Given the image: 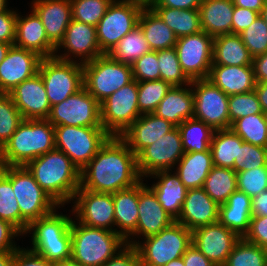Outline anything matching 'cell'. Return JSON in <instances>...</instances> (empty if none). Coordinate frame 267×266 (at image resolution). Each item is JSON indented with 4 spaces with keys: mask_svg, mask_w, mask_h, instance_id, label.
I'll list each match as a JSON object with an SVG mask.
<instances>
[{
    "mask_svg": "<svg viewBox=\"0 0 267 266\" xmlns=\"http://www.w3.org/2000/svg\"><path fill=\"white\" fill-rule=\"evenodd\" d=\"M143 178L137 156L120 136H110L98 153L80 170V187L99 193H116Z\"/></svg>",
    "mask_w": 267,
    "mask_h": 266,
    "instance_id": "6da1fadb",
    "label": "cell"
},
{
    "mask_svg": "<svg viewBox=\"0 0 267 266\" xmlns=\"http://www.w3.org/2000/svg\"><path fill=\"white\" fill-rule=\"evenodd\" d=\"M25 167L59 206L71 203L80 188V169L56 148L31 160Z\"/></svg>",
    "mask_w": 267,
    "mask_h": 266,
    "instance_id": "7a4b0ae2",
    "label": "cell"
},
{
    "mask_svg": "<svg viewBox=\"0 0 267 266\" xmlns=\"http://www.w3.org/2000/svg\"><path fill=\"white\" fill-rule=\"evenodd\" d=\"M55 148L54 126L47 119H28L1 148L3 166H25Z\"/></svg>",
    "mask_w": 267,
    "mask_h": 266,
    "instance_id": "3957f363",
    "label": "cell"
},
{
    "mask_svg": "<svg viewBox=\"0 0 267 266\" xmlns=\"http://www.w3.org/2000/svg\"><path fill=\"white\" fill-rule=\"evenodd\" d=\"M71 257L82 266H102L127 243L115 231L90 227L72 219Z\"/></svg>",
    "mask_w": 267,
    "mask_h": 266,
    "instance_id": "277c9868",
    "label": "cell"
},
{
    "mask_svg": "<svg viewBox=\"0 0 267 266\" xmlns=\"http://www.w3.org/2000/svg\"><path fill=\"white\" fill-rule=\"evenodd\" d=\"M56 211L32 221L24 234H32L29 250L51 262L71 258L72 217Z\"/></svg>",
    "mask_w": 267,
    "mask_h": 266,
    "instance_id": "5b68a950",
    "label": "cell"
},
{
    "mask_svg": "<svg viewBox=\"0 0 267 266\" xmlns=\"http://www.w3.org/2000/svg\"><path fill=\"white\" fill-rule=\"evenodd\" d=\"M192 245V231L174 221L158 234L138 240L135 245L141 266H164L181 258Z\"/></svg>",
    "mask_w": 267,
    "mask_h": 266,
    "instance_id": "8992f818",
    "label": "cell"
},
{
    "mask_svg": "<svg viewBox=\"0 0 267 266\" xmlns=\"http://www.w3.org/2000/svg\"><path fill=\"white\" fill-rule=\"evenodd\" d=\"M2 172L11 180L20 214L29 224L60 208L25 166H3Z\"/></svg>",
    "mask_w": 267,
    "mask_h": 266,
    "instance_id": "52a82bcc",
    "label": "cell"
},
{
    "mask_svg": "<svg viewBox=\"0 0 267 266\" xmlns=\"http://www.w3.org/2000/svg\"><path fill=\"white\" fill-rule=\"evenodd\" d=\"M133 80L132 66L120 63L108 54L83 64L84 88L100 104Z\"/></svg>",
    "mask_w": 267,
    "mask_h": 266,
    "instance_id": "ba28073f",
    "label": "cell"
},
{
    "mask_svg": "<svg viewBox=\"0 0 267 266\" xmlns=\"http://www.w3.org/2000/svg\"><path fill=\"white\" fill-rule=\"evenodd\" d=\"M55 148L82 170L111 136L103 127L54 126Z\"/></svg>",
    "mask_w": 267,
    "mask_h": 266,
    "instance_id": "9c48e42d",
    "label": "cell"
},
{
    "mask_svg": "<svg viewBox=\"0 0 267 266\" xmlns=\"http://www.w3.org/2000/svg\"><path fill=\"white\" fill-rule=\"evenodd\" d=\"M38 73L43 80L51 106L61 103L84 87L83 64L42 58Z\"/></svg>",
    "mask_w": 267,
    "mask_h": 266,
    "instance_id": "30bf717a",
    "label": "cell"
},
{
    "mask_svg": "<svg viewBox=\"0 0 267 266\" xmlns=\"http://www.w3.org/2000/svg\"><path fill=\"white\" fill-rule=\"evenodd\" d=\"M101 124L111 136H121L142 114L138 107V82L133 80L101 104Z\"/></svg>",
    "mask_w": 267,
    "mask_h": 266,
    "instance_id": "8fae6325",
    "label": "cell"
},
{
    "mask_svg": "<svg viewBox=\"0 0 267 266\" xmlns=\"http://www.w3.org/2000/svg\"><path fill=\"white\" fill-rule=\"evenodd\" d=\"M47 120L53 126L102 127L100 103L83 87L51 106Z\"/></svg>",
    "mask_w": 267,
    "mask_h": 266,
    "instance_id": "7c38bea8",
    "label": "cell"
},
{
    "mask_svg": "<svg viewBox=\"0 0 267 266\" xmlns=\"http://www.w3.org/2000/svg\"><path fill=\"white\" fill-rule=\"evenodd\" d=\"M213 41L214 37L205 31L177 38L178 60L190 81L207 79L212 66Z\"/></svg>",
    "mask_w": 267,
    "mask_h": 266,
    "instance_id": "4fadbf2b",
    "label": "cell"
},
{
    "mask_svg": "<svg viewBox=\"0 0 267 266\" xmlns=\"http://www.w3.org/2000/svg\"><path fill=\"white\" fill-rule=\"evenodd\" d=\"M139 6L114 0L96 26L97 41L103 54L113 47L130 31L138 26L142 12Z\"/></svg>",
    "mask_w": 267,
    "mask_h": 266,
    "instance_id": "5bb4252c",
    "label": "cell"
},
{
    "mask_svg": "<svg viewBox=\"0 0 267 266\" xmlns=\"http://www.w3.org/2000/svg\"><path fill=\"white\" fill-rule=\"evenodd\" d=\"M190 84L194 94L193 117L214 130L229 129V96L208 79L193 80Z\"/></svg>",
    "mask_w": 267,
    "mask_h": 266,
    "instance_id": "9a60e30c",
    "label": "cell"
},
{
    "mask_svg": "<svg viewBox=\"0 0 267 266\" xmlns=\"http://www.w3.org/2000/svg\"><path fill=\"white\" fill-rule=\"evenodd\" d=\"M184 153L180 131L174 127L137 155L139 174L145 179L160 170H174Z\"/></svg>",
    "mask_w": 267,
    "mask_h": 266,
    "instance_id": "2e32d148",
    "label": "cell"
},
{
    "mask_svg": "<svg viewBox=\"0 0 267 266\" xmlns=\"http://www.w3.org/2000/svg\"><path fill=\"white\" fill-rule=\"evenodd\" d=\"M75 199V200H74ZM72 216L86 226L103 228L118 233L115 227L113 194L93 192L81 187L75 192Z\"/></svg>",
    "mask_w": 267,
    "mask_h": 266,
    "instance_id": "e0dca14e",
    "label": "cell"
},
{
    "mask_svg": "<svg viewBox=\"0 0 267 266\" xmlns=\"http://www.w3.org/2000/svg\"><path fill=\"white\" fill-rule=\"evenodd\" d=\"M61 48H64V54L58 53ZM101 55H103V53L97 41L96 27L73 19L65 31L63 40L56 47L54 53V57L60 60L77 62L80 64L91 62ZM74 57L75 59L77 58V60H75Z\"/></svg>",
    "mask_w": 267,
    "mask_h": 266,
    "instance_id": "ac0fdd59",
    "label": "cell"
},
{
    "mask_svg": "<svg viewBox=\"0 0 267 266\" xmlns=\"http://www.w3.org/2000/svg\"><path fill=\"white\" fill-rule=\"evenodd\" d=\"M138 182V221L136 230L126 239L128 245L135 246L136 237L143 239L170 226L175 219L167 213L157 200L155 193L144 183ZM132 236V237H131ZM135 237V238H134ZM131 239V240H130Z\"/></svg>",
    "mask_w": 267,
    "mask_h": 266,
    "instance_id": "d6986e66",
    "label": "cell"
},
{
    "mask_svg": "<svg viewBox=\"0 0 267 266\" xmlns=\"http://www.w3.org/2000/svg\"><path fill=\"white\" fill-rule=\"evenodd\" d=\"M240 237L219 221L192 231V244L216 266H223Z\"/></svg>",
    "mask_w": 267,
    "mask_h": 266,
    "instance_id": "ffe728a7",
    "label": "cell"
},
{
    "mask_svg": "<svg viewBox=\"0 0 267 266\" xmlns=\"http://www.w3.org/2000/svg\"><path fill=\"white\" fill-rule=\"evenodd\" d=\"M41 60L37 53L12 45L0 63V93H10L24 80L35 76Z\"/></svg>",
    "mask_w": 267,
    "mask_h": 266,
    "instance_id": "44dd1931",
    "label": "cell"
},
{
    "mask_svg": "<svg viewBox=\"0 0 267 266\" xmlns=\"http://www.w3.org/2000/svg\"><path fill=\"white\" fill-rule=\"evenodd\" d=\"M9 94L24 120L48 118L51 104L39 73L24 80Z\"/></svg>",
    "mask_w": 267,
    "mask_h": 266,
    "instance_id": "7402d4cb",
    "label": "cell"
},
{
    "mask_svg": "<svg viewBox=\"0 0 267 266\" xmlns=\"http://www.w3.org/2000/svg\"><path fill=\"white\" fill-rule=\"evenodd\" d=\"M219 206L203 188L188 189L180 215L175 221L193 231L217 222Z\"/></svg>",
    "mask_w": 267,
    "mask_h": 266,
    "instance_id": "603a6c76",
    "label": "cell"
},
{
    "mask_svg": "<svg viewBox=\"0 0 267 266\" xmlns=\"http://www.w3.org/2000/svg\"><path fill=\"white\" fill-rule=\"evenodd\" d=\"M31 5L41 19L48 40L57 47L72 20L70 0H32Z\"/></svg>",
    "mask_w": 267,
    "mask_h": 266,
    "instance_id": "cb8c5ba5",
    "label": "cell"
},
{
    "mask_svg": "<svg viewBox=\"0 0 267 266\" xmlns=\"http://www.w3.org/2000/svg\"><path fill=\"white\" fill-rule=\"evenodd\" d=\"M14 45L33 51L42 58L53 57L56 50V47L48 40L41 19L33 10L26 16L17 13Z\"/></svg>",
    "mask_w": 267,
    "mask_h": 266,
    "instance_id": "d4e9b609",
    "label": "cell"
},
{
    "mask_svg": "<svg viewBox=\"0 0 267 266\" xmlns=\"http://www.w3.org/2000/svg\"><path fill=\"white\" fill-rule=\"evenodd\" d=\"M175 126L153 113L142 114L120 137L137 156Z\"/></svg>",
    "mask_w": 267,
    "mask_h": 266,
    "instance_id": "484cf974",
    "label": "cell"
},
{
    "mask_svg": "<svg viewBox=\"0 0 267 266\" xmlns=\"http://www.w3.org/2000/svg\"><path fill=\"white\" fill-rule=\"evenodd\" d=\"M207 79L228 96L251 92L257 84L252 65H212Z\"/></svg>",
    "mask_w": 267,
    "mask_h": 266,
    "instance_id": "4316f807",
    "label": "cell"
},
{
    "mask_svg": "<svg viewBox=\"0 0 267 266\" xmlns=\"http://www.w3.org/2000/svg\"><path fill=\"white\" fill-rule=\"evenodd\" d=\"M148 177L158 180L148 187L155 193L164 210L176 220L182 210L188 189L178 180L177 174L172 170H160L146 178Z\"/></svg>",
    "mask_w": 267,
    "mask_h": 266,
    "instance_id": "83f0119b",
    "label": "cell"
},
{
    "mask_svg": "<svg viewBox=\"0 0 267 266\" xmlns=\"http://www.w3.org/2000/svg\"><path fill=\"white\" fill-rule=\"evenodd\" d=\"M193 113L194 94L191 84L184 87H172L153 112V114L169 121L175 127H178L187 119L193 118Z\"/></svg>",
    "mask_w": 267,
    "mask_h": 266,
    "instance_id": "f1b7e54d",
    "label": "cell"
},
{
    "mask_svg": "<svg viewBox=\"0 0 267 266\" xmlns=\"http://www.w3.org/2000/svg\"><path fill=\"white\" fill-rule=\"evenodd\" d=\"M251 218L252 198L239 190L233 192L228 201L219 206L218 221L240 238L248 232Z\"/></svg>",
    "mask_w": 267,
    "mask_h": 266,
    "instance_id": "f546056e",
    "label": "cell"
},
{
    "mask_svg": "<svg viewBox=\"0 0 267 266\" xmlns=\"http://www.w3.org/2000/svg\"><path fill=\"white\" fill-rule=\"evenodd\" d=\"M232 0H203L198 8L202 31L216 37L232 33Z\"/></svg>",
    "mask_w": 267,
    "mask_h": 266,
    "instance_id": "4dcf8cb0",
    "label": "cell"
},
{
    "mask_svg": "<svg viewBox=\"0 0 267 266\" xmlns=\"http://www.w3.org/2000/svg\"><path fill=\"white\" fill-rule=\"evenodd\" d=\"M177 164L174 172L187 189L203 188L213 168L211 151L185 152Z\"/></svg>",
    "mask_w": 267,
    "mask_h": 266,
    "instance_id": "1f68e13d",
    "label": "cell"
},
{
    "mask_svg": "<svg viewBox=\"0 0 267 266\" xmlns=\"http://www.w3.org/2000/svg\"><path fill=\"white\" fill-rule=\"evenodd\" d=\"M115 226L125 240L136 230L138 221V183L113 193Z\"/></svg>",
    "mask_w": 267,
    "mask_h": 266,
    "instance_id": "d6a6232c",
    "label": "cell"
},
{
    "mask_svg": "<svg viewBox=\"0 0 267 266\" xmlns=\"http://www.w3.org/2000/svg\"><path fill=\"white\" fill-rule=\"evenodd\" d=\"M253 57L239 34H222L214 37L212 65H252Z\"/></svg>",
    "mask_w": 267,
    "mask_h": 266,
    "instance_id": "836d02e7",
    "label": "cell"
},
{
    "mask_svg": "<svg viewBox=\"0 0 267 266\" xmlns=\"http://www.w3.org/2000/svg\"><path fill=\"white\" fill-rule=\"evenodd\" d=\"M151 51L175 47L177 37L171 28L152 10L143 9L138 20Z\"/></svg>",
    "mask_w": 267,
    "mask_h": 266,
    "instance_id": "e575fe53",
    "label": "cell"
},
{
    "mask_svg": "<svg viewBox=\"0 0 267 266\" xmlns=\"http://www.w3.org/2000/svg\"><path fill=\"white\" fill-rule=\"evenodd\" d=\"M174 32L177 38L202 31L198 9L151 8Z\"/></svg>",
    "mask_w": 267,
    "mask_h": 266,
    "instance_id": "d590c367",
    "label": "cell"
},
{
    "mask_svg": "<svg viewBox=\"0 0 267 266\" xmlns=\"http://www.w3.org/2000/svg\"><path fill=\"white\" fill-rule=\"evenodd\" d=\"M243 143L244 140L231 129L215 130L210 144L213 166L233 169Z\"/></svg>",
    "mask_w": 267,
    "mask_h": 266,
    "instance_id": "8d00e7d4",
    "label": "cell"
},
{
    "mask_svg": "<svg viewBox=\"0 0 267 266\" xmlns=\"http://www.w3.org/2000/svg\"><path fill=\"white\" fill-rule=\"evenodd\" d=\"M178 129L184 152H204L210 149L215 131L211 126L193 117L182 122Z\"/></svg>",
    "mask_w": 267,
    "mask_h": 266,
    "instance_id": "74e56055",
    "label": "cell"
},
{
    "mask_svg": "<svg viewBox=\"0 0 267 266\" xmlns=\"http://www.w3.org/2000/svg\"><path fill=\"white\" fill-rule=\"evenodd\" d=\"M203 189L219 205L226 203L229 196L237 190L236 172L231 168L213 166Z\"/></svg>",
    "mask_w": 267,
    "mask_h": 266,
    "instance_id": "f35d334b",
    "label": "cell"
},
{
    "mask_svg": "<svg viewBox=\"0 0 267 266\" xmlns=\"http://www.w3.org/2000/svg\"><path fill=\"white\" fill-rule=\"evenodd\" d=\"M150 51L141 28L136 26L113 47L108 55L120 63L132 65Z\"/></svg>",
    "mask_w": 267,
    "mask_h": 266,
    "instance_id": "ab89813d",
    "label": "cell"
},
{
    "mask_svg": "<svg viewBox=\"0 0 267 266\" xmlns=\"http://www.w3.org/2000/svg\"><path fill=\"white\" fill-rule=\"evenodd\" d=\"M0 219L8 221L24 236L29 223L21 216L11 180L0 171Z\"/></svg>",
    "mask_w": 267,
    "mask_h": 266,
    "instance_id": "60d3db41",
    "label": "cell"
},
{
    "mask_svg": "<svg viewBox=\"0 0 267 266\" xmlns=\"http://www.w3.org/2000/svg\"><path fill=\"white\" fill-rule=\"evenodd\" d=\"M230 129L244 142L267 148L266 114H254L234 121Z\"/></svg>",
    "mask_w": 267,
    "mask_h": 266,
    "instance_id": "b9f144b4",
    "label": "cell"
},
{
    "mask_svg": "<svg viewBox=\"0 0 267 266\" xmlns=\"http://www.w3.org/2000/svg\"><path fill=\"white\" fill-rule=\"evenodd\" d=\"M223 266H267V249L240 238Z\"/></svg>",
    "mask_w": 267,
    "mask_h": 266,
    "instance_id": "7bdbcfd3",
    "label": "cell"
},
{
    "mask_svg": "<svg viewBox=\"0 0 267 266\" xmlns=\"http://www.w3.org/2000/svg\"><path fill=\"white\" fill-rule=\"evenodd\" d=\"M157 60L160 68V80L168 82L172 87L191 83L181 69L175 47L158 50Z\"/></svg>",
    "mask_w": 267,
    "mask_h": 266,
    "instance_id": "ee69618b",
    "label": "cell"
},
{
    "mask_svg": "<svg viewBox=\"0 0 267 266\" xmlns=\"http://www.w3.org/2000/svg\"><path fill=\"white\" fill-rule=\"evenodd\" d=\"M172 86L163 80L138 82V107L141 114L153 113Z\"/></svg>",
    "mask_w": 267,
    "mask_h": 266,
    "instance_id": "f6af8a7d",
    "label": "cell"
},
{
    "mask_svg": "<svg viewBox=\"0 0 267 266\" xmlns=\"http://www.w3.org/2000/svg\"><path fill=\"white\" fill-rule=\"evenodd\" d=\"M23 120L10 94L0 93V148L10 139Z\"/></svg>",
    "mask_w": 267,
    "mask_h": 266,
    "instance_id": "bcb514c9",
    "label": "cell"
},
{
    "mask_svg": "<svg viewBox=\"0 0 267 266\" xmlns=\"http://www.w3.org/2000/svg\"><path fill=\"white\" fill-rule=\"evenodd\" d=\"M114 0H70L72 19L97 26Z\"/></svg>",
    "mask_w": 267,
    "mask_h": 266,
    "instance_id": "7dc6e473",
    "label": "cell"
},
{
    "mask_svg": "<svg viewBox=\"0 0 267 266\" xmlns=\"http://www.w3.org/2000/svg\"><path fill=\"white\" fill-rule=\"evenodd\" d=\"M228 105L229 129L231 124L239 118L254 114H265L254 90L244 94L230 95Z\"/></svg>",
    "mask_w": 267,
    "mask_h": 266,
    "instance_id": "c3c4849f",
    "label": "cell"
},
{
    "mask_svg": "<svg viewBox=\"0 0 267 266\" xmlns=\"http://www.w3.org/2000/svg\"><path fill=\"white\" fill-rule=\"evenodd\" d=\"M239 35L252 57L267 52V24L261 14Z\"/></svg>",
    "mask_w": 267,
    "mask_h": 266,
    "instance_id": "681fc988",
    "label": "cell"
},
{
    "mask_svg": "<svg viewBox=\"0 0 267 266\" xmlns=\"http://www.w3.org/2000/svg\"><path fill=\"white\" fill-rule=\"evenodd\" d=\"M237 190L251 198L267 190V166L257 167L236 173Z\"/></svg>",
    "mask_w": 267,
    "mask_h": 266,
    "instance_id": "f907efd6",
    "label": "cell"
},
{
    "mask_svg": "<svg viewBox=\"0 0 267 266\" xmlns=\"http://www.w3.org/2000/svg\"><path fill=\"white\" fill-rule=\"evenodd\" d=\"M267 166V148L244 142L239 147L238 160H234L233 170H250Z\"/></svg>",
    "mask_w": 267,
    "mask_h": 266,
    "instance_id": "816d5d0a",
    "label": "cell"
},
{
    "mask_svg": "<svg viewBox=\"0 0 267 266\" xmlns=\"http://www.w3.org/2000/svg\"><path fill=\"white\" fill-rule=\"evenodd\" d=\"M131 66L133 79L137 82L160 80L157 51L143 54Z\"/></svg>",
    "mask_w": 267,
    "mask_h": 266,
    "instance_id": "f5cc1de1",
    "label": "cell"
},
{
    "mask_svg": "<svg viewBox=\"0 0 267 266\" xmlns=\"http://www.w3.org/2000/svg\"><path fill=\"white\" fill-rule=\"evenodd\" d=\"M246 241L267 249V216H252Z\"/></svg>",
    "mask_w": 267,
    "mask_h": 266,
    "instance_id": "db71d44e",
    "label": "cell"
},
{
    "mask_svg": "<svg viewBox=\"0 0 267 266\" xmlns=\"http://www.w3.org/2000/svg\"><path fill=\"white\" fill-rule=\"evenodd\" d=\"M17 13L13 9L0 12V42L14 44Z\"/></svg>",
    "mask_w": 267,
    "mask_h": 266,
    "instance_id": "11a10c76",
    "label": "cell"
},
{
    "mask_svg": "<svg viewBox=\"0 0 267 266\" xmlns=\"http://www.w3.org/2000/svg\"><path fill=\"white\" fill-rule=\"evenodd\" d=\"M102 266H141V263L136 247L127 244Z\"/></svg>",
    "mask_w": 267,
    "mask_h": 266,
    "instance_id": "9f6ffc18",
    "label": "cell"
},
{
    "mask_svg": "<svg viewBox=\"0 0 267 266\" xmlns=\"http://www.w3.org/2000/svg\"><path fill=\"white\" fill-rule=\"evenodd\" d=\"M13 266H54V262L48 261L28 248L19 247L15 251Z\"/></svg>",
    "mask_w": 267,
    "mask_h": 266,
    "instance_id": "6f0895ef",
    "label": "cell"
},
{
    "mask_svg": "<svg viewBox=\"0 0 267 266\" xmlns=\"http://www.w3.org/2000/svg\"><path fill=\"white\" fill-rule=\"evenodd\" d=\"M259 15L260 13L252 11L248 8L234 6L232 17V34H240L243 30L249 27Z\"/></svg>",
    "mask_w": 267,
    "mask_h": 266,
    "instance_id": "680465c9",
    "label": "cell"
},
{
    "mask_svg": "<svg viewBox=\"0 0 267 266\" xmlns=\"http://www.w3.org/2000/svg\"><path fill=\"white\" fill-rule=\"evenodd\" d=\"M23 234L8 221L0 219V252L16 251L20 246L14 239Z\"/></svg>",
    "mask_w": 267,
    "mask_h": 266,
    "instance_id": "91938a15",
    "label": "cell"
},
{
    "mask_svg": "<svg viewBox=\"0 0 267 266\" xmlns=\"http://www.w3.org/2000/svg\"><path fill=\"white\" fill-rule=\"evenodd\" d=\"M182 258L185 266H216L193 244L185 251Z\"/></svg>",
    "mask_w": 267,
    "mask_h": 266,
    "instance_id": "94428289",
    "label": "cell"
},
{
    "mask_svg": "<svg viewBox=\"0 0 267 266\" xmlns=\"http://www.w3.org/2000/svg\"><path fill=\"white\" fill-rule=\"evenodd\" d=\"M252 66L256 82H267V52L253 57Z\"/></svg>",
    "mask_w": 267,
    "mask_h": 266,
    "instance_id": "6125c7cd",
    "label": "cell"
},
{
    "mask_svg": "<svg viewBox=\"0 0 267 266\" xmlns=\"http://www.w3.org/2000/svg\"><path fill=\"white\" fill-rule=\"evenodd\" d=\"M203 0H157L154 6L177 9H198Z\"/></svg>",
    "mask_w": 267,
    "mask_h": 266,
    "instance_id": "be15d7a7",
    "label": "cell"
},
{
    "mask_svg": "<svg viewBox=\"0 0 267 266\" xmlns=\"http://www.w3.org/2000/svg\"><path fill=\"white\" fill-rule=\"evenodd\" d=\"M252 216H267V190L252 198Z\"/></svg>",
    "mask_w": 267,
    "mask_h": 266,
    "instance_id": "e7e4bbea",
    "label": "cell"
},
{
    "mask_svg": "<svg viewBox=\"0 0 267 266\" xmlns=\"http://www.w3.org/2000/svg\"><path fill=\"white\" fill-rule=\"evenodd\" d=\"M235 6L248 8L261 14L267 0H232Z\"/></svg>",
    "mask_w": 267,
    "mask_h": 266,
    "instance_id": "03108f58",
    "label": "cell"
},
{
    "mask_svg": "<svg viewBox=\"0 0 267 266\" xmlns=\"http://www.w3.org/2000/svg\"><path fill=\"white\" fill-rule=\"evenodd\" d=\"M254 91L257 94L263 113L267 114V82L257 83Z\"/></svg>",
    "mask_w": 267,
    "mask_h": 266,
    "instance_id": "003e7915",
    "label": "cell"
},
{
    "mask_svg": "<svg viewBox=\"0 0 267 266\" xmlns=\"http://www.w3.org/2000/svg\"><path fill=\"white\" fill-rule=\"evenodd\" d=\"M124 3L133 4L139 6L142 9H151L157 0H118Z\"/></svg>",
    "mask_w": 267,
    "mask_h": 266,
    "instance_id": "a7ac6f4b",
    "label": "cell"
},
{
    "mask_svg": "<svg viewBox=\"0 0 267 266\" xmlns=\"http://www.w3.org/2000/svg\"><path fill=\"white\" fill-rule=\"evenodd\" d=\"M15 251L0 252V266H13Z\"/></svg>",
    "mask_w": 267,
    "mask_h": 266,
    "instance_id": "89a4df30",
    "label": "cell"
},
{
    "mask_svg": "<svg viewBox=\"0 0 267 266\" xmlns=\"http://www.w3.org/2000/svg\"><path fill=\"white\" fill-rule=\"evenodd\" d=\"M54 266H82V265L71 257L69 259L54 262Z\"/></svg>",
    "mask_w": 267,
    "mask_h": 266,
    "instance_id": "2644e50d",
    "label": "cell"
},
{
    "mask_svg": "<svg viewBox=\"0 0 267 266\" xmlns=\"http://www.w3.org/2000/svg\"><path fill=\"white\" fill-rule=\"evenodd\" d=\"M12 45L14 44L0 42V63L4 60Z\"/></svg>",
    "mask_w": 267,
    "mask_h": 266,
    "instance_id": "8c879c8a",
    "label": "cell"
},
{
    "mask_svg": "<svg viewBox=\"0 0 267 266\" xmlns=\"http://www.w3.org/2000/svg\"><path fill=\"white\" fill-rule=\"evenodd\" d=\"M164 266H185L184 265V262H183V258H178V259H175V260H172L170 262H168L166 265Z\"/></svg>",
    "mask_w": 267,
    "mask_h": 266,
    "instance_id": "753ad0ef",
    "label": "cell"
},
{
    "mask_svg": "<svg viewBox=\"0 0 267 266\" xmlns=\"http://www.w3.org/2000/svg\"><path fill=\"white\" fill-rule=\"evenodd\" d=\"M8 0H0V12L8 10Z\"/></svg>",
    "mask_w": 267,
    "mask_h": 266,
    "instance_id": "34e18365",
    "label": "cell"
},
{
    "mask_svg": "<svg viewBox=\"0 0 267 266\" xmlns=\"http://www.w3.org/2000/svg\"><path fill=\"white\" fill-rule=\"evenodd\" d=\"M261 16L264 18L265 23L267 24V2L265 3V6L262 9Z\"/></svg>",
    "mask_w": 267,
    "mask_h": 266,
    "instance_id": "11e5206c",
    "label": "cell"
},
{
    "mask_svg": "<svg viewBox=\"0 0 267 266\" xmlns=\"http://www.w3.org/2000/svg\"><path fill=\"white\" fill-rule=\"evenodd\" d=\"M3 164H2V159H1V148H0V171H2Z\"/></svg>",
    "mask_w": 267,
    "mask_h": 266,
    "instance_id": "2a66077c",
    "label": "cell"
}]
</instances>
